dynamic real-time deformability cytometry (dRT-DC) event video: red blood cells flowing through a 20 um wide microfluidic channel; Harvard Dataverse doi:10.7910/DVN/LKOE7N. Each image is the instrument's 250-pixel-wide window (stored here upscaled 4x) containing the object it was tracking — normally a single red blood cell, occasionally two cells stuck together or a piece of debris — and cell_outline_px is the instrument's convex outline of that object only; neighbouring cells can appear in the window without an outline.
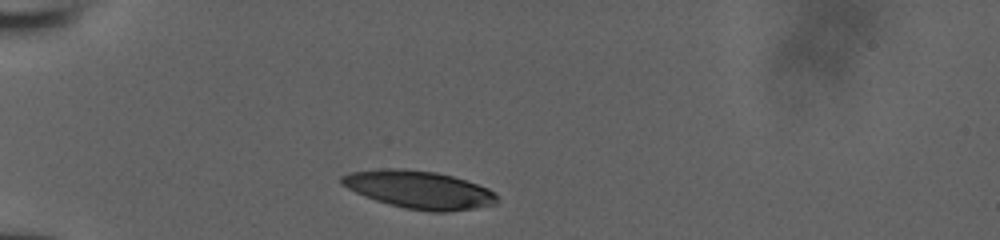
{"species": "human", "species_latin": "Homo sapiens", "temperature_condition": "room temperature", "stored_images_in_passage": 11, "camera_frame_rate_fps": 3000, "um_per_image_px": 0.085, "donor": {"sex": "male"}, "frame": {"image": 1, "passage_image": 1, "time_ms": 0.0, "image_size_px": [1000, 240], "cell_outline_px": [[500, 200], [496, 204], [476, 208], [448, 212], [428, 212], [404, 208], [388, 204], [364, 196], [340, 184], [340, 176], [348, 172], [384, 168], [396, 168], [436, 172], [452, 176], [488, 188]], "centroid_in_image_um": [35.6, 16.13], "position_along_channel_um": 49.4, "area_um2": 34.33}}
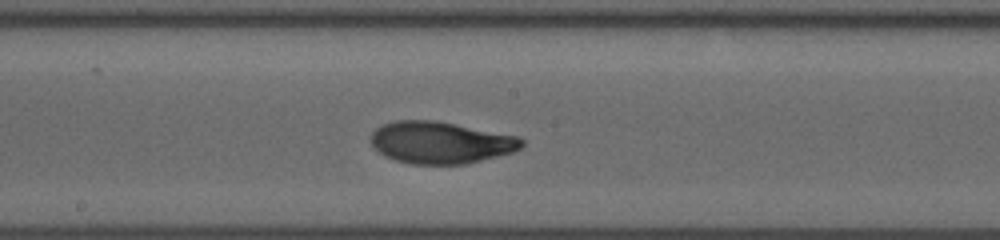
{"frame": {"image": 2, "passage_image": 7, "time_ms": 2.0, "image_size_px": [1000, 240], "cell_outline_px": [[524, 144], [520, 148], [512, 152], [468, 164], [412, 164], [396, 160], [384, 156], [372, 144], [372, 132], [376, 128], [384, 124], [396, 120], [436, 120], [520, 136], [524, 140]], "centroid_in_image_um": [37.49, 12.11], "position_along_channel_um": 210.7, "area_um2": 36.93}}
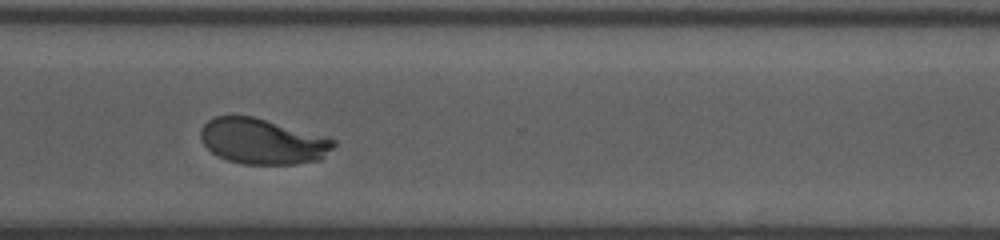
{"frame": {"image": 3, "passage_image": 11, "time_ms": 3.333, "image_size_px": [1000, 240], "cell_outline_px": [[336, 144], [320, 160], [296, 164], [244, 164], [228, 160], [212, 152], [200, 140], [200, 128], [208, 120], [216, 116], [252, 116], [328, 136], [336, 140]], "centroid_in_image_um": [22.34, 12.01], "position_along_channel_um": 348.3, "area_um2": 35.37}}